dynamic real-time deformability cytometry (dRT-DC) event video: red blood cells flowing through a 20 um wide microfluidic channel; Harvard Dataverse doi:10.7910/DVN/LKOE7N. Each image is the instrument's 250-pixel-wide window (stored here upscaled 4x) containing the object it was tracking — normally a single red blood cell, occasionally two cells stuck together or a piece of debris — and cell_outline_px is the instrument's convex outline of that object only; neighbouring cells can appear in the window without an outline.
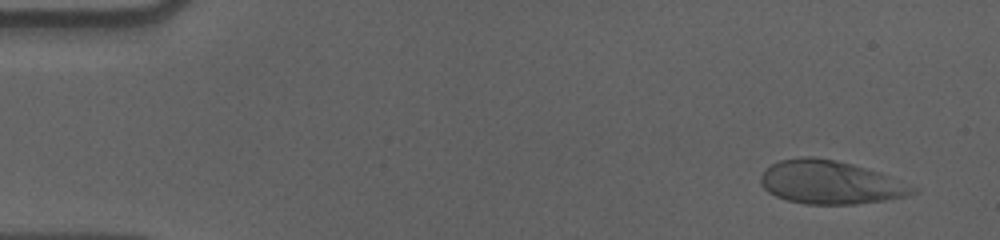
{"species": "human", "species_latin": "Homo sapiens", "temperature_condition": "cold", "stored_images_in_passage": 56, "camera_frame_rate_fps": 3000, "um_per_image_px": 0.085, "donor": {"sex": "male"}, "frame": {"image": 1, "passage_image": 3, "time_ms": 0.667, "image_size_px": [1000, 240], "cell_outline_px": [[920, 192], [908, 196], [884, 200], [856, 204], [804, 204], [788, 200], [776, 196], [768, 192], [760, 184], [760, 176], [772, 164], [780, 160], [800, 156], [812, 156], [852, 164], [880, 172], [920, 188]], "centroid_in_image_um": [70.62, 15.5], "position_along_channel_um": 14.4, "area_um2": 38.55}}
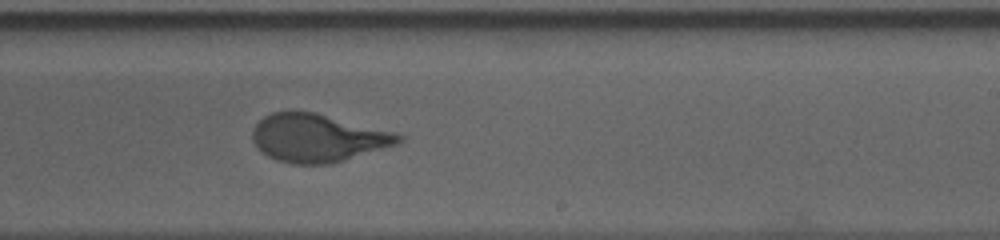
{"frame": {"image": 2, "passage_image": 34, "time_ms": 11.0, "image_size_px": [1000, 240], "cell_outline_px": [[404, 140], [396, 144], [332, 164], [292, 164], [276, 160], [260, 152], [256, 148], [252, 140], [252, 128], [264, 116], [272, 112], [316, 112], [396, 132], [404, 136]], "centroid_in_image_um": [26.99, 11.73], "position_along_channel_um": 262.0, "area_um2": 41.04}}
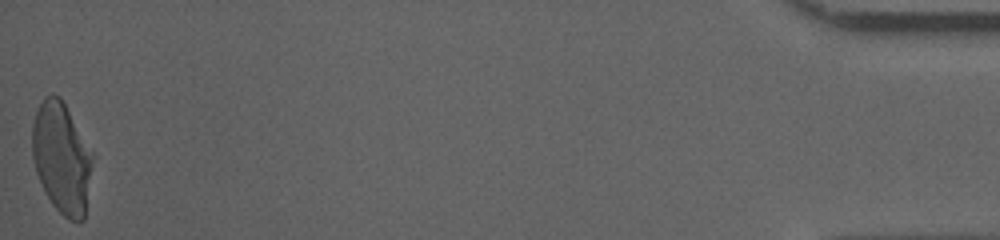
{"frame": {"image": 3, "passage_image": 56, "time_ms": 18.333, "image_size_px": [1000, 240], "cell_outline_px": [[92, 156], [84, 220], [80, 224], [68, 220], [52, 204], [44, 192], [36, 172], [32, 156], [32, 124], [36, 112], [44, 96], [52, 92], [60, 96], [92, 152]], "centroid_in_image_um": [5.21, 13.43], "position_along_channel_um": 430.0, "area_um2": 38.78}, "authors_computed_cell_mechanics": {"area_um2": 40.4022, "velocity_mm_per_s": 3.5695, "shape_relaxation_time_tau1_ms": 4.4683, "shape_relaxation_time_tau2_ms": null, "deformation_change_tau1": 0.1947, "deformation_change_tau2": null}}